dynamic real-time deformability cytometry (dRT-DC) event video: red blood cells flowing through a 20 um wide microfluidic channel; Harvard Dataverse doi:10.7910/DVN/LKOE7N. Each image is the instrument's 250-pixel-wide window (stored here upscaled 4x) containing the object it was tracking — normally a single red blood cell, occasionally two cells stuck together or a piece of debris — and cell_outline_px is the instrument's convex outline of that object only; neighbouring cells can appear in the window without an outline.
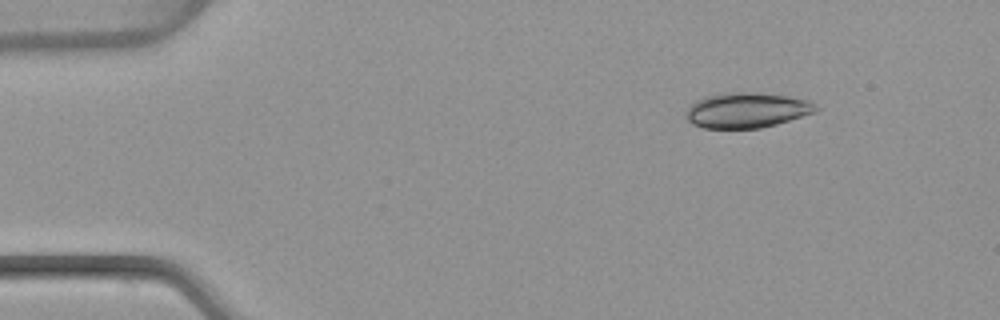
{"species": "common noctule bat (a hibernating species)", "species_latin": "Nyctalus noctula", "temperature_condition": "warm", "stored_images_in_passage": 32, "camera_frame_rate_fps": 3000, "um_per_image_px": 0.085, "animal": {"sex": "female", "body_mass_g": 22.7, "forearm_length_mm": 54.2}, "frame": {"image": 1, "passage_image": 1, "time_ms": 0.0, "image_size_px": [1000, 320], "cell_outline_px": [[792, 116], [768, 124], [748, 128], [716, 128], [700, 124], [704, 104], [712, 100], [732, 96], [764, 96], [788, 100]], "centroid_in_image_um": [63.27, 9.5], "position_along_channel_um": 21.7, "area_um2": 17.51}}
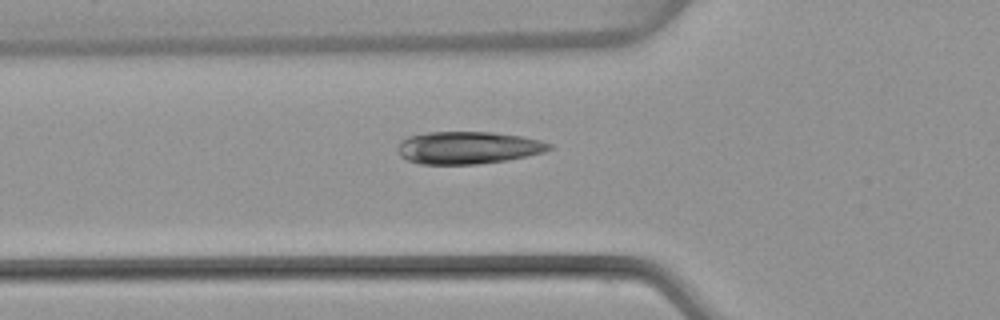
{"frame": {"image": 2, "passage_image": 12, "time_ms": 3.667, "image_size_px": [1000, 320], "cell_outline_px": [[512, 156], [488, 160], [420, 160], [420, 156], [428, 136], [496, 136]], "centroid_in_image_um": [39.39, 12.61], "position_along_channel_um": 86.4, "area_um2": 13.87}}
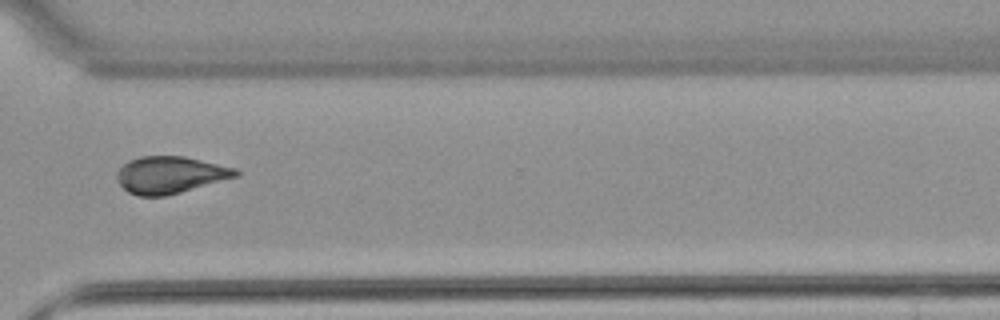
{"frame": {"image": 3, "passage_image": 32, "time_ms": 10.333, "image_size_px": [1000, 320], "cell_outline_px": [[232, 172], [172, 192], [132, 192], [124, 184], [136, 160], [160, 156], [168, 156], [188, 160]], "centroid_in_image_um": [14.33, 14.83], "position_along_channel_um": 356.3, "area_um2": 18.32}}